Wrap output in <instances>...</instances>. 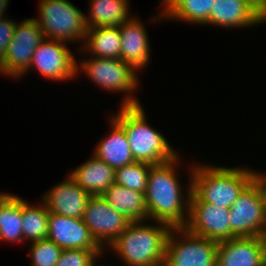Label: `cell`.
Segmentation results:
<instances>
[{
    "label": "cell",
    "mask_w": 266,
    "mask_h": 266,
    "mask_svg": "<svg viewBox=\"0 0 266 266\" xmlns=\"http://www.w3.org/2000/svg\"><path fill=\"white\" fill-rule=\"evenodd\" d=\"M130 222L109 246L128 266H163L169 225Z\"/></svg>",
    "instance_id": "2"
},
{
    "label": "cell",
    "mask_w": 266,
    "mask_h": 266,
    "mask_svg": "<svg viewBox=\"0 0 266 266\" xmlns=\"http://www.w3.org/2000/svg\"><path fill=\"white\" fill-rule=\"evenodd\" d=\"M231 232L236 238L261 237L266 230L264 200L253 179L229 208Z\"/></svg>",
    "instance_id": "8"
},
{
    "label": "cell",
    "mask_w": 266,
    "mask_h": 266,
    "mask_svg": "<svg viewBox=\"0 0 266 266\" xmlns=\"http://www.w3.org/2000/svg\"><path fill=\"white\" fill-rule=\"evenodd\" d=\"M30 244L29 257H31L32 266H55L63 251L48 238Z\"/></svg>",
    "instance_id": "27"
},
{
    "label": "cell",
    "mask_w": 266,
    "mask_h": 266,
    "mask_svg": "<svg viewBox=\"0 0 266 266\" xmlns=\"http://www.w3.org/2000/svg\"><path fill=\"white\" fill-rule=\"evenodd\" d=\"M40 12V14H39ZM38 22L45 39L84 42L87 32L86 14L69 0H40Z\"/></svg>",
    "instance_id": "6"
},
{
    "label": "cell",
    "mask_w": 266,
    "mask_h": 266,
    "mask_svg": "<svg viewBox=\"0 0 266 266\" xmlns=\"http://www.w3.org/2000/svg\"><path fill=\"white\" fill-rule=\"evenodd\" d=\"M77 63V73L83 71L94 84L111 92L126 93L121 106H137L138 98L132 92L140 85L138 74L131 65L121 59L90 57Z\"/></svg>",
    "instance_id": "5"
},
{
    "label": "cell",
    "mask_w": 266,
    "mask_h": 266,
    "mask_svg": "<svg viewBox=\"0 0 266 266\" xmlns=\"http://www.w3.org/2000/svg\"><path fill=\"white\" fill-rule=\"evenodd\" d=\"M101 196L131 222L148 220L145 193L113 183Z\"/></svg>",
    "instance_id": "21"
},
{
    "label": "cell",
    "mask_w": 266,
    "mask_h": 266,
    "mask_svg": "<svg viewBox=\"0 0 266 266\" xmlns=\"http://www.w3.org/2000/svg\"><path fill=\"white\" fill-rule=\"evenodd\" d=\"M112 115L126 132L134 161L157 165L178 156L166 138L147 123L142 105L121 106Z\"/></svg>",
    "instance_id": "3"
},
{
    "label": "cell",
    "mask_w": 266,
    "mask_h": 266,
    "mask_svg": "<svg viewBox=\"0 0 266 266\" xmlns=\"http://www.w3.org/2000/svg\"><path fill=\"white\" fill-rule=\"evenodd\" d=\"M105 251H88L85 249H63L55 266H94L96 259Z\"/></svg>",
    "instance_id": "28"
},
{
    "label": "cell",
    "mask_w": 266,
    "mask_h": 266,
    "mask_svg": "<svg viewBox=\"0 0 266 266\" xmlns=\"http://www.w3.org/2000/svg\"><path fill=\"white\" fill-rule=\"evenodd\" d=\"M180 158L178 155L168 162L151 165L145 193L148 220L165 223L171 228L185 227L189 217L192 178L189 179L188 194L183 195L175 169Z\"/></svg>",
    "instance_id": "1"
},
{
    "label": "cell",
    "mask_w": 266,
    "mask_h": 266,
    "mask_svg": "<svg viewBox=\"0 0 266 266\" xmlns=\"http://www.w3.org/2000/svg\"><path fill=\"white\" fill-rule=\"evenodd\" d=\"M81 48L93 57L120 59L121 33L119 27L88 28Z\"/></svg>",
    "instance_id": "23"
},
{
    "label": "cell",
    "mask_w": 266,
    "mask_h": 266,
    "mask_svg": "<svg viewBox=\"0 0 266 266\" xmlns=\"http://www.w3.org/2000/svg\"><path fill=\"white\" fill-rule=\"evenodd\" d=\"M217 246V242L190 233L184 227L172 228L167 237L163 266H216Z\"/></svg>",
    "instance_id": "7"
},
{
    "label": "cell",
    "mask_w": 266,
    "mask_h": 266,
    "mask_svg": "<svg viewBox=\"0 0 266 266\" xmlns=\"http://www.w3.org/2000/svg\"><path fill=\"white\" fill-rule=\"evenodd\" d=\"M262 23L261 9L252 0H215L206 25L239 29Z\"/></svg>",
    "instance_id": "16"
},
{
    "label": "cell",
    "mask_w": 266,
    "mask_h": 266,
    "mask_svg": "<svg viewBox=\"0 0 266 266\" xmlns=\"http://www.w3.org/2000/svg\"><path fill=\"white\" fill-rule=\"evenodd\" d=\"M151 164L133 162L115 170V183L131 190L146 193Z\"/></svg>",
    "instance_id": "26"
},
{
    "label": "cell",
    "mask_w": 266,
    "mask_h": 266,
    "mask_svg": "<svg viewBox=\"0 0 266 266\" xmlns=\"http://www.w3.org/2000/svg\"><path fill=\"white\" fill-rule=\"evenodd\" d=\"M47 238L62 249L104 251L91 236L83 219L49 212Z\"/></svg>",
    "instance_id": "13"
},
{
    "label": "cell",
    "mask_w": 266,
    "mask_h": 266,
    "mask_svg": "<svg viewBox=\"0 0 266 266\" xmlns=\"http://www.w3.org/2000/svg\"><path fill=\"white\" fill-rule=\"evenodd\" d=\"M192 191L203 201L230 208L256 171L242 167H220L199 164L191 167Z\"/></svg>",
    "instance_id": "4"
},
{
    "label": "cell",
    "mask_w": 266,
    "mask_h": 266,
    "mask_svg": "<svg viewBox=\"0 0 266 266\" xmlns=\"http://www.w3.org/2000/svg\"><path fill=\"white\" fill-rule=\"evenodd\" d=\"M10 193H0V207L12 196Z\"/></svg>",
    "instance_id": "32"
},
{
    "label": "cell",
    "mask_w": 266,
    "mask_h": 266,
    "mask_svg": "<svg viewBox=\"0 0 266 266\" xmlns=\"http://www.w3.org/2000/svg\"><path fill=\"white\" fill-rule=\"evenodd\" d=\"M59 40L44 39L34 51L28 70L33 68L39 74L53 81H65L77 75V60L67 43Z\"/></svg>",
    "instance_id": "11"
},
{
    "label": "cell",
    "mask_w": 266,
    "mask_h": 266,
    "mask_svg": "<svg viewBox=\"0 0 266 266\" xmlns=\"http://www.w3.org/2000/svg\"><path fill=\"white\" fill-rule=\"evenodd\" d=\"M262 239H263V243H264V248H265V258H266V230L263 232L262 234Z\"/></svg>",
    "instance_id": "35"
},
{
    "label": "cell",
    "mask_w": 266,
    "mask_h": 266,
    "mask_svg": "<svg viewBox=\"0 0 266 266\" xmlns=\"http://www.w3.org/2000/svg\"><path fill=\"white\" fill-rule=\"evenodd\" d=\"M16 23L11 19H0V63L5 57L9 43L13 39Z\"/></svg>",
    "instance_id": "29"
},
{
    "label": "cell",
    "mask_w": 266,
    "mask_h": 266,
    "mask_svg": "<svg viewBox=\"0 0 266 266\" xmlns=\"http://www.w3.org/2000/svg\"><path fill=\"white\" fill-rule=\"evenodd\" d=\"M44 39L43 31L34 18L16 23L13 39L0 63V74L11 79L22 77L29 68L34 51Z\"/></svg>",
    "instance_id": "9"
},
{
    "label": "cell",
    "mask_w": 266,
    "mask_h": 266,
    "mask_svg": "<svg viewBox=\"0 0 266 266\" xmlns=\"http://www.w3.org/2000/svg\"><path fill=\"white\" fill-rule=\"evenodd\" d=\"M254 180L259 184V188L264 200V210H265V217H266V173L262 174L256 172Z\"/></svg>",
    "instance_id": "30"
},
{
    "label": "cell",
    "mask_w": 266,
    "mask_h": 266,
    "mask_svg": "<svg viewBox=\"0 0 266 266\" xmlns=\"http://www.w3.org/2000/svg\"><path fill=\"white\" fill-rule=\"evenodd\" d=\"M215 0H162L164 10L152 20L163 18L176 21L206 25L213 10Z\"/></svg>",
    "instance_id": "20"
},
{
    "label": "cell",
    "mask_w": 266,
    "mask_h": 266,
    "mask_svg": "<svg viewBox=\"0 0 266 266\" xmlns=\"http://www.w3.org/2000/svg\"><path fill=\"white\" fill-rule=\"evenodd\" d=\"M121 33L120 59L136 71L144 69L150 61V40L139 18L131 17L119 26Z\"/></svg>",
    "instance_id": "17"
},
{
    "label": "cell",
    "mask_w": 266,
    "mask_h": 266,
    "mask_svg": "<svg viewBox=\"0 0 266 266\" xmlns=\"http://www.w3.org/2000/svg\"><path fill=\"white\" fill-rule=\"evenodd\" d=\"M22 199L12 195L0 207V241L23 242Z\"/></svg>",
    "instance_id": "25"
},
{
    "label": "cell",
    "mask_w": 266,
    "mask_h": 266,
    "mask_svg": "<svg viewBox=\"0 0 266 266\" xmlns=\"http://www.w3.org/2000/svg\"><path fill=\"white\" fill-rule=\"evenodd\" d=\"M262 237L232 238L218 242L216 266H265Z\"/></svg>",
    "instance_id": "15"
},
{
    "label": "cell",
    "mask_w": 266,
    "mask_h": 266,
    "mask_svg": "<svg viewBox=\"0 0 266 266\" xmlns=\"http://www.w3.org/2000/svg\"><path fill=\"white\" fill-rule=\"evenodd\" d=\"M129 0H90V12L85 16L87 28L119 27L131 17Z\"/></svg>",
    "instance_id": "22"
},
{
    "label": "cell",
    "mask_w": 266,
    "mask_h": 266,
    "mask_svg": "<svg viewBox=\"0 0 266 266\" xmlns=\"http://www.w3.org/2000/svg\"><path fill=\"white\" fill-rule=\"evenodd\" d=\"M261 10L266 6V0H252Z\"/></svg>",
    "instance_id": "33"
},
{
    "label": "cell",
    "mask_w": 266,
    "mask_h": 266,
    "mask_svg": "<svg viewBox=\"0 0 266 266\" xmlns=\"http://www.w3.org/2000/svg\"><path fill=\"white\" fill-rule=\"evenodd\" d=\"M49 190L43 195L42 202L50 213L83 219L91 195L82 189L70 175Z\"/></svg>",
    "instance_id": "14"
},
{
    "label": "cell",
    "mask_w": 266,
    "mask_h": 266,
    "mask_svg": "<svg viewBox=\"0 0 266 266\" xmlns=\"http://www.w3.org/2000/svg\"><path fill=\"white\" fill-rule=\"evenodd\" d=\"M83 221L89 228L91 236L103 250L110 246L131 222L101 195L90 197Z\"/></svg>",
    "instance_id": "12"
},
{
    "label": "cell",
    "mask_w": 266,
    "mask_h": 266,
    "mask_svg": "<svg viewBox=\"0 0 266 266\" xmlns=\"http://www.w3.org/2000/svg\"><path fill=\"white\" fill-rule=\"evenodd\" d=\"M228 208L203 202L193 191L189 200V217L185 229L215 242L236 238L231 232Z\"/></svg>",
    "instance_id": "10"
},
{
    "label": "cell",
    "mask_w": 266,
    "mask_h": 266,
    "mask_svg": "<svg viewBox=\"0 0 266 266\" xmlns=\"http://www.w3.org/2000/svg\"><path fill=\"white\" fill-rule=\"evenodd\" d=\"M110 122V134L101 138L94 155L116 170L135 161L124 128L113 117Z\"/></svg>",
    "instance_id": "19"
},
{
    "label": "cell",
    "mask_w": 266,
    "mask_h": 266,
    "mask_svg": "<svg viewBox=\"0 0 266 266\" xmlns=\"http://www.w3.org/2000/svg\"><path fill=\"white\" fill-rule=\"evenodd\" d=\"M69 175L91 196L102 195L115 183V169L95 155Z\"/></svg>",
    "instance_id": "18"
},
{
    "label": "cell",
    "mask_w": 266,
    "mask_h": 266,
    "mask_svg": "<svg viewBox=\"0 0 266 266\" xmlns=\"http://www.w3.org/2000/svg\"><path fill=\"white\" fill-rule=\"evenodd\" d=\"M32 205L22 199V234L23 242L39 241L47 238L49 210L42 201Z\"/></svg>",
    "instance_id": "24"
},
{
    "label": "cell",
    "mask_w": 266,
    "mask_h": 266,
    "mask_svg": "<svg viewBox=\"0 0 266 266\" xmlns=\"http://www.w3.org/2000/svg\"><path fill=\"white\" fill-rule=\"evenodd\" d=\"M8 2L9 0H0V19H5L4 10H7Z\"/></svg>",
    "instance_id": "31"
},
{
    "label": "cell",
    "mask_w": 266,
    "mask_h": 266,
    "mask_svg": "<svg viewBox=\"0 0 266 266\" xmlns=\"http://www.w3.org/2000/svg\"><path fill=\"white\" fill-rule=\"evenodd\" d=\"M262 22L266 23V6L261 10Z\"/></svg>",
    "instance_id": "34"
}]
</instances>
